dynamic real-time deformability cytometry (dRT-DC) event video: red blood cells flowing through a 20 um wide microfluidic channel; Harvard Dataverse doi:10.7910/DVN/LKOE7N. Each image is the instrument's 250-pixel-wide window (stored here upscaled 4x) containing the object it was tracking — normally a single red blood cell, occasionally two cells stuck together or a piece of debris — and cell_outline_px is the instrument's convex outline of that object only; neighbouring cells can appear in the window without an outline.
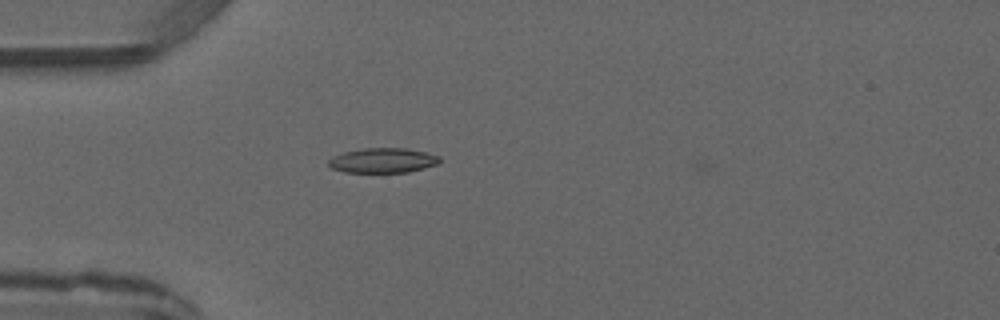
{"species": "common noctule bat (a hibernating species)", "species_latin": "Nyctalus noctula", "temperature_condition": "warm", "stored_images_in_passage": 3, "camera_frame_rate_fps": 3000, "um_per_image_px": 0.085, "animal": {"sex": "male", "forearm_length_mm": 52.5}, "frame": {"image": 1, "passage_image": 3, "time_ms": 2.333, "image_size_px": [1000, 320], "cell_outline_px": [[440, 164], [408, 172], [344, 172], [332, 168], [328, 164], [328, 160], [344, 152], [364, 148], [404, 148], [424, 152], [440, 156]], "centroid_in_image_um": [32.57, 13.64], "position_along_channel_um": 52.4, "area_um2": 15.95}}